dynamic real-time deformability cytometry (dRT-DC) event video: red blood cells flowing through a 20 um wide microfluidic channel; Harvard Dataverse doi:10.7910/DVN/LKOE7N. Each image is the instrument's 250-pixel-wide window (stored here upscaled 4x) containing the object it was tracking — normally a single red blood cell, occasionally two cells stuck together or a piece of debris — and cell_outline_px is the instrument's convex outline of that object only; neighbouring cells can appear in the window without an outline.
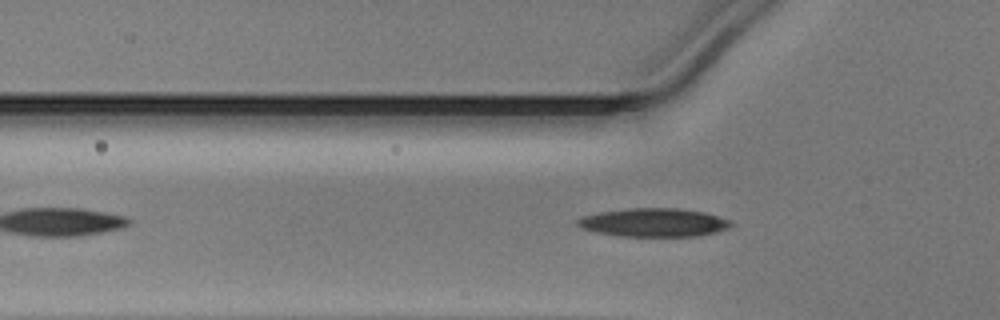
{"species": "Egyptian fruit bat (a non-hibernating species)", "species_latin": "Rousettus aegyptiacus", "temperature_condition": "warm", "stored_images_in_passage": 35, "camera_frame_rate_fps": 3000, "um_per_image_px": 0.085, "animal": {"sex": "male"}, "frame": {"image": 1, "passage_image": 8, "time_ms": 2.333, "image_size_px": [1000, 320], "cell_outline_px": [[736, 224], [728, 228], [716, 232], [696, 236], [620, 236], [596, 232], [580, 228], [576, 224], [576, 220], [584, 216], [600, 212], [628, 208], [676, 208], [704, 212], [728, 220]], "centroid_in_image_um": [55.56, 18.91], "position_along_channel_um": 70.2, "area_um2": 25.37}}
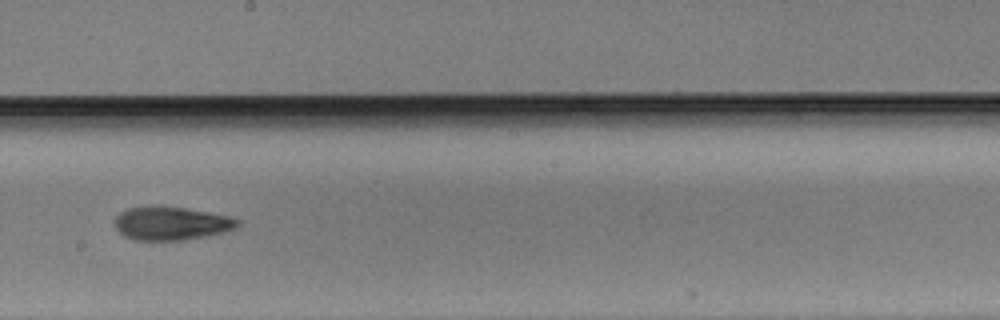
{"frame": {"image": 2, "passage_image": 20, "time_ms": 6.333, "image_size_px": [1000, 320], "cell_outline_px": [[240, 224], [236, 228], [224, 232], [184, 240], [136, 240], [124, 236], [116, 228], [116, 216], [124, 208], [148, 204], [156, 204], [184, 208], [232, 216], [240, 220]], "centroid_in_image_um": [14.54, 18.95], "position_along_channel_um": 233.7, "area_um2": 24.39}}
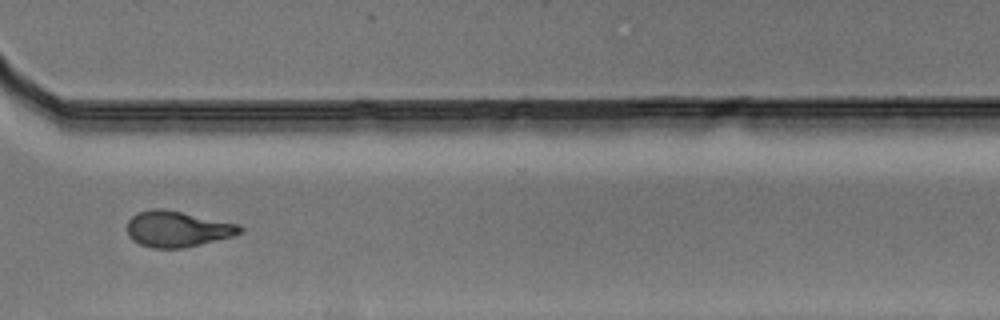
{"frame": {"image": 3, "passage_image": 29, "time_ms": 9.333, "image_size_px": [1000, 320], "cell_outline_px": [[244, 232], [232, 236], [184, 248], [152, 248], [140, 244], [132, 240], [128, 236], [128, 220], [136, 212], [152, 208], [164, 208], [240, 224], [244, 228]], "centroid_in_image_um": [15.08, 19.45], "position_along_channel_um": 355.5, "area_um2": 23.81}}